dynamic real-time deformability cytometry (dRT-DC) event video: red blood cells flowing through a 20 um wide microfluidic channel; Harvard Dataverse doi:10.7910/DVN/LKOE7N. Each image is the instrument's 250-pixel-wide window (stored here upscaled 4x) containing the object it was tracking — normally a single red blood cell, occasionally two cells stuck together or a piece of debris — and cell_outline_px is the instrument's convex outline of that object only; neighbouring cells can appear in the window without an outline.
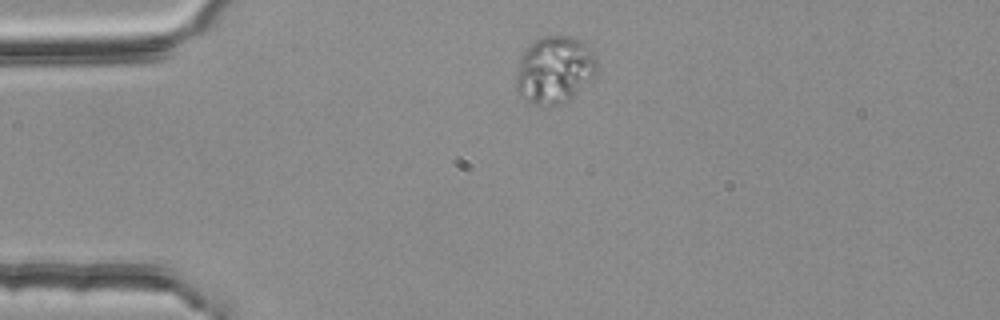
{"species": "common noctule bat (a hibernating species)", "species_latin": "Nyctalus noctula", "temperature_condition": "room temperature", "stored_images_in_passage": 3, "camera_frame_rate_fps": 3000, "um_per_image_px": 0.085, "animal": {"sex": "female", "body_mass_g": 25.1}, "frame": {"image": 1, "passage_image": 1, "time_ms": 0.0, "image_size_px": [1000, 320], "cell_outline_px": [[596, 72], [568, 100], [560, 104], [548, 108], [544, 108], [532, 104], [516, 92], [516, 76], [520, 56], [528, 44], [544, 36], [572, 36], [580, 40], [596, 56]], "centroid_in_image_um": [47.08, 5.95], "position_along_channel_um": 37.9, "area_um2": 31.67}}
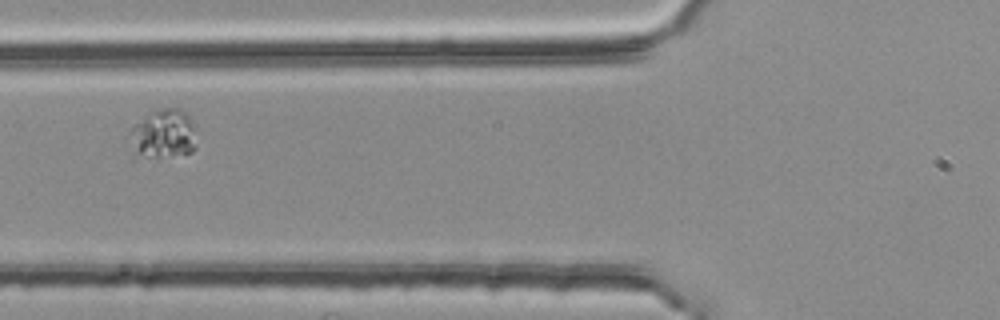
{"frame": {"image": 2, "passage_image": 3, "time_ms": 0.667, "image_size_px": [1000, 320], "cell_outline_px": [[196, 148], [192, 152], [160, 156], [132, 156], [124, 140], [132, 124], [148, 112], [164, 108], [180, 108], [196, 124]], "centroid_in_image_um": [13.78, 11.38], "position_along_channel_um": 112.0, "area_um2": 20.17}}